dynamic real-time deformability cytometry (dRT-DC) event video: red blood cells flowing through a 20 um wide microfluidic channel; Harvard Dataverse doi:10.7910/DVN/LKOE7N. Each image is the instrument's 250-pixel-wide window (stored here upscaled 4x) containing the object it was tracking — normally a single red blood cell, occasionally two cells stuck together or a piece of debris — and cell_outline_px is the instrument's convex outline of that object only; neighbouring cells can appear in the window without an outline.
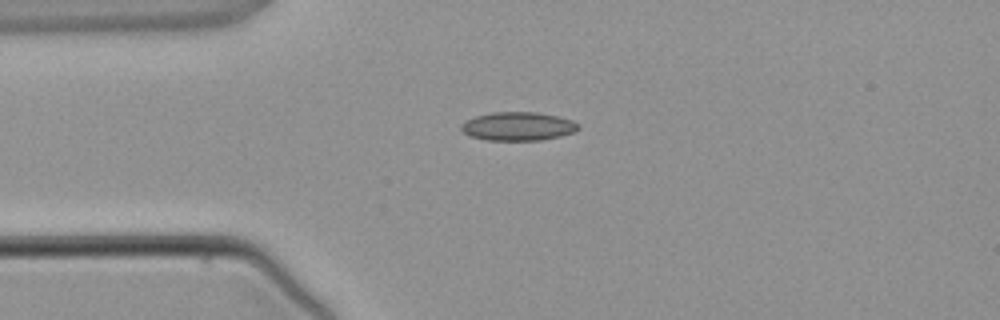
{"species": "common noctule bat (a hibernating species)", "species_latin": "Nyctalus noctula", "temperature_condition": "warm", "stored_images_in_passage": 2, "camera_frame_rate_fps": 3000, "um_per_image_px": 0.085, "animal": {"sex": "male", "body_mass_g": 21.5, "forearm_length_mm": 52.0}, "frame": {"image": 1, "passage_image": 1, "time_ms": 0.0, "image_size_px": [1000, 320], "cell_outline_px": [[580, 128], [576, 132], [560, 136], [540, 140], [488, 140], [468, 136], [460, 128], [460, 124], [476, 116], [492, 112], [536, 112], [556, 116], [572, 120], [580, 124]], "centroid_in_image_um": [44.05, 10.74], "position_along_channel_um": 41.0, "area_um2": 19.54}}